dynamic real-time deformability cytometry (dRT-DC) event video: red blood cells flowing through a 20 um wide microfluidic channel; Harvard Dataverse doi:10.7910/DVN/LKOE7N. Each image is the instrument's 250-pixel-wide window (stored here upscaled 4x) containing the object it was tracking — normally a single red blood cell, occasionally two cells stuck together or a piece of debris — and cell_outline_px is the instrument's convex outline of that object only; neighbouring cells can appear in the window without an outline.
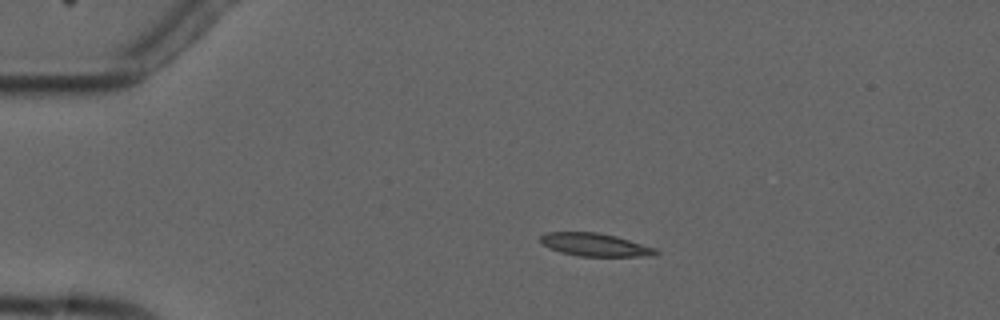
{"species": "common noctule bat (a hibernating species)", "species_latin": "Nyctalus noctula", "temperature_condition": "cold", "stored_images_in_passage": 4, "camera_frame_rate_fps": 3000, "um_per_image_px": 0.085, "animal": {"sex": "male", "forearm_length_mm": 52.5}, "frame": {"image": 1, "passage_image": 2, "time_ms": 1.333, "image_size_px": [1000, 320], "cell_outline_px": [[660, 252], [656, 256], [580, 256], [560, 252], [548, 248], [540, 240], [540, 236], [548, 232], [596, 232], [616, 236], [656, 248]], "centroid_in_image_um": [50.6, 20.81], "position_along_channel_um": 34.4, "area_um2": 15.43}}